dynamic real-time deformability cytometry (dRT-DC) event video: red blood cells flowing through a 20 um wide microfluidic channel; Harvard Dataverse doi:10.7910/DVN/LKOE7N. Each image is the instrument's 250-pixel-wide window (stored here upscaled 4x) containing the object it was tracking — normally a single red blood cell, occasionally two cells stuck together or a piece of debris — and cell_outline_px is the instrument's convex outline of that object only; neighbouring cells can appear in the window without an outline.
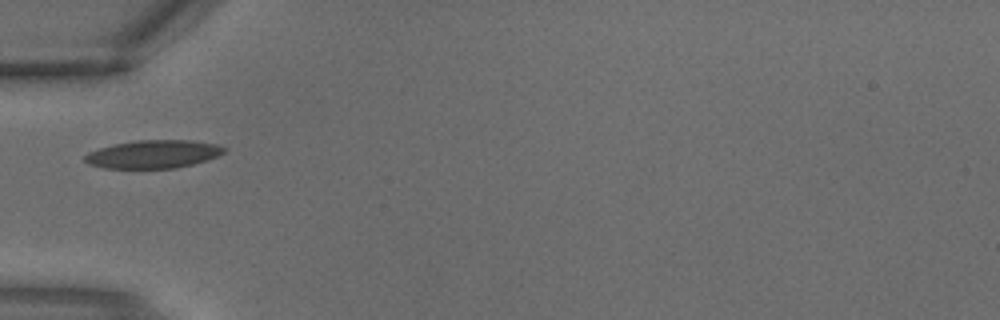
{"species": "common noctule bat (a hibernating species)", "species_latin": "Nyctalus noctula", "temperature_condition": "warm", "stored_images_in_passage": 1, "camera_frame_rate_fps": 3000, "um_per_image_px": 0.085, "animal": {"sex": "male", "body_mass_g": 18.8}, "frame": {"image": 1, "passage_image": 1, "time_ms": 0.0, "image_size_px": [1000, 320], "cell_outline_px": [[228, 148], [224, 152], [216, 156], [192, 164], [176, 168], [104, 168], [88, 164], [84, 160], [84, 156], [88, 152], [100, 148], [116, 144], [136, 140], [192, 140], [216, 144]], "centroid_in_image_um": [13.02, 13.1], "position_along_channel_um": 72.0, "area_um2": 22.66}}